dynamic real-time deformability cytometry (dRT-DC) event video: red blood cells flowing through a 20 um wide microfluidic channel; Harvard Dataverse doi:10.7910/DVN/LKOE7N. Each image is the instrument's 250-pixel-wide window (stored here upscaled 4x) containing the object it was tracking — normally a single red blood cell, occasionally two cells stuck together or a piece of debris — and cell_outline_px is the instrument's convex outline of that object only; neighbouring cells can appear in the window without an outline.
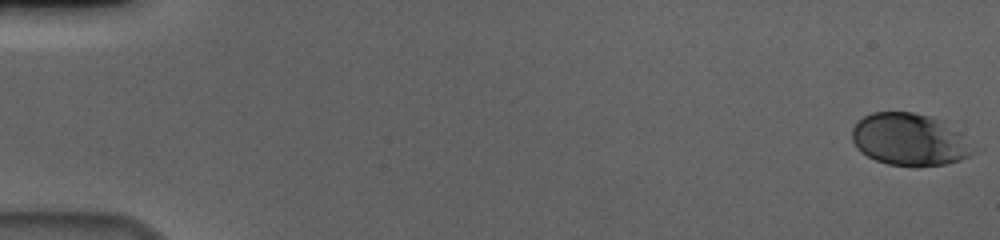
{"species": "human", "species_latin": "Homo sapiens", "temperature_condition": "cold", "stored_images_in_passage": 58, "camera_frame_rate_fps": 3000, "um_per_image_px": 0.085, "donor": {"sex": "male"}, "frame": {"image": 1, "passage_image": 1, "time_ms": 0.0, "image_size_px": [1000, 240], "cell_outline_px": [[984, 148], [960, 160], [944, 164], [916, 168], [912, 168], [888, 164], [876, 160], [860, 152], [856, 148], [852, 140], [852, 128], [856, 120], [872, 112], [912, 112], [932, 116], [956, 128]], "centroid_in_image_um": [77.41, 11.88], "position_along_channel_um": 7.6, "area_um2": 38.32}}
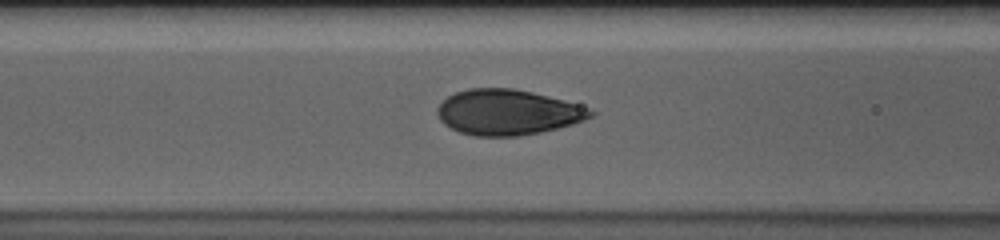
{"frame": {"image": 2, "passage_image": 25, "time_ms": 8.0, "image_size_px": [1000, 240], "cell_outline_px": [[596, 112], [592, 116], [584, 120], [572, 124], [540, 132], [516, 136], [472, 136], [460, 132], [444, 124], [440, 120], [436, 112], [436, 108], [448, 96], [456, 92], [468, 88], [512, 88], [532, 92], [564, 100], [576, 104]], "centroid_in_image_um": [43.11, 9.54], "position_along_channel_um": 123.5, "area_um2": 40.34}}
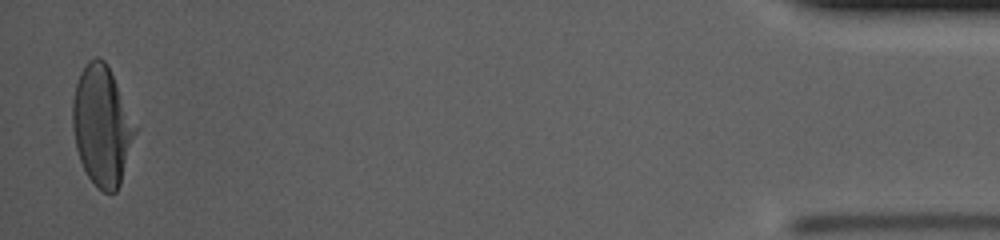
{"frame": {"image": 3, "passage_image": 57, "time_ms": 18.667, "image_size_px": [1000, 240], "cell_outline_px": [[140, 128], [120, 184], [116, 192], [104, 192], [88, 176], [80, 160], [76, 148], [72, 128], [72, 100], [76, 84], [80, 72], [88, 60], [96, 56], [100, 56], [104, 60]], "centroid_in_image_um": [8.7, 10.67], "position_along_channel_um": 426.5, "area_um2": 44.22}, "authors_computed_cell_mechanics": {"area_um2": 41.5293, "velocity_mm_per_s": 3.6278, "shape_relaxation_time_tau1_ms": 3.5604, "shape_relaxation_time_tau2_ms": null, "deformation_change_tau1": 0.1728, "deformation_change_tau2": null}}